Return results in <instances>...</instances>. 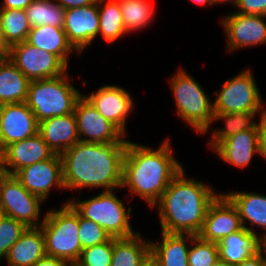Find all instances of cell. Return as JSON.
<instances>
[{"instance_id":"6da1fadb","label":"cell","mask_w":266,"mask_h":266,"mask_svg":"<svg viewBox=\"0 0 266 266\" xmlns=\"http://www.w3.org/2000/svg\"><path fill=\"white\" fill-rule=\"evenodd\" d=\"M127 143L77 142L62 153L65 189L122 188Z\"/></svg>"},{"instance_id":"7a4b0ae2","label":"cell","mask_w":266,"mask_h":266,"mask_svg":"<svg viewBox=\"0 0 266 266\" xmlns=\"http://www.w3.org/2000/svg\"><path fill=\"white\" fill-rule=\"evenodd\" d=\"M183 165L173 156L168 138L155 150L128 141L123 159V184L150 208L159 201Z\"/></svg>"},{"instance_id":"3957f363","label":"cell","mask_w":266,"mask_h":266,"mask_svg":"<svg viewBox=\"0 0 266 266\" xmlns=\"http://www.w3.org/2000/svg\"><path fill=\"white\" fill-rule=\"evenodd\" d=\"M184 172L183 168L173 178L153 207L158 210L161 232L198 236L207 210L219 194L202 181L186 177Z\"/></svg>"},{"instance_id":"277c9868","label":"cell","mask_w":266,"mask_h":266,"mask_svg":"<svg viewBox=\"0 0 266 266\" xmlns=\"http://www.w3.org/2000/svg\"><path fill=\"white\" fill-rule=\"evenodd\" d=\"M68 73L30 82L25 103L39 122L74 113L77 100L82 96L68 79Z\"/></svg>"},{"instance_id":"5b68a950","label":"cell","mask_w":266,"mask_h":266,"mask_svg":"<svg viewBox=\"0 0 266 266\" xmlns=\"http://www.w3.org/2000/svg\"><path fill=\"white\" fill-rule=\"evenodd\" d=\"M45 238L46 256L75 264L82 247L79 240V213L67 202L60 209L49 210L40 225Z\"/></svg>"},{"instance_id":"8992f818","label":"cell","mask_w":266,"mask_h":266,"mask_svg":"<svg viewBox=\"0 0 266 266\" xmlns=\"http://www.w3.org/2000/svg\"><path fill=\"white\" fill-rule=\"evenodd\" d=\"M170 88L179 117L198 133L206 134L213 123L214 111L202 86L180 68L171 77Z\"/></svg>"},{"instance_id":"52a82bcc","label":"cell","mask_w":266,"mask_h":266,"mask_svg":"<svg viewBox=\"0 0 266 266\" xmlns=\"http://www.w3.org/2000/svg\"><path fill=\"white\" fill-rule=\"evenodd\" d=\"M68 203L83 217L92 220L111 236L128 238L136 235L129 222L132 208H126L113 190L102 191L84 201L68 200Z\"/></svg>"},{"instance_id":"ba28073f","label":"cell","mask_w":266,"mask_h":266,"mask_svg":"<svg viewBox=\"0 0 266 266\" xmlns=\"http://www.w3.org/2000/svg\"><path fill=\"white\" fill-rule=\"evenodd\" d=\"M242 71L222 84L213 102L214 114L262 112L266 109L255 76L250 69Z\"/></svg>"},{"instance_id":"9c48e42d","label":"cell","mask_w":266,"mask_h":266,"mask_svg":"<svg viewBox=\"0 0 266 266\" xmlns=\"http://www.w3.org/2000/svg\"><path fill=\"white\" fill-rule=\"evenodd\" d=\"M44 201L28 192L14 175H8L0 185V211L24 223L27 227H40V206ZM39 223H38V222Z\"/></svg>"},{"instance_id":"30bf717a","label":"cell","mask_w":266,"mask_h":266,"mask_svg":"<svg viewBox=\"0 0 266 266\" xmlns=\"http://www.w3.org/2000/svg\"><path fill=\"white\" fill-rule=\"evenodd\" d=\"M8 58L30 81L58 77L68 69L57 55L26 41L11 45Z\"/></svg>"},{"instance_id":"8fae6325","label":"cell","mask_w":266,"mask_h":266,"mask_svg":"<svg viewBox=\"0 0 266 266\" xmlns=\"http://www.w3.org/2000/svg\"><path fill=\"white\" fill-rule=\"evenodd\" d=\"M74 115L80 141L101 144L128 143L125 135L102 117L83 95L75 104Z\"/></svg>"},{"instance_id":"7c38bea8","label":"cell","mask_w":266,"mask_h":266,"mask_svg":"<svg viewBox=\"0 0 266 266\" xmlns=\"http://www.w3.org/2000/svg\"><path fill=\"white\" fill-rule=\"evenodd\" d=\"M14 176L31 194L40 197L44 202L52 187L64 189L62 159L59 154L18 170Z\"/></svg>"},{"instance_id":"4fadbf2b","label":"cell","mask_w":266,"mask_h":266,"mask_svg":"<svg viewBox=\"0 0 266 266\" xmlns=\"http://www.w3.org/2000/svg\"><path fill=\"white\" fill-rule=\"evenodd\" d=\"M266 16L244 15L237 12L228 14L221 19L227 50L266 44Z\"/></svg>"},{"instance_id":"5bb4252c","label":"cell","mask_w":266,"mask_h":266,"mask_svg":"<svg viewBox=\"0 0 266 266\" xmlns=\"http://www.w3.org/2000/svg\"><path fill=\"white\" fill-rule=\"evenodd\" d=\"M243 228L239 212L229 198L219 193L210 204L199 237L208 242H220Z\"/></svg>"},{"instance_id":"9a60e30c","label":"cell","mask_w":266,"mask_h":266,"mask_svg":"<svg viewBox=\"0 0 266 266\" xmlns=\"http://www.w3.org/2000/svg\"><path fill=\"white\" fill-rule=\"evenodd\" d=\"M82 95L102 117L114 124L126 136V120L134 108L129 92L120 86L104 85L89 96Z\"/></svg>"},{"instance_id":"2e32d148","label":"cell","mask_w":266,"mask_h":266,"mask_svg":"<svg viewBox=\"0 0 266 266\" xmlns=\"http://www.w3.org/2000/svg\"><path fill=\"white\" fill-rule=\"evenodd\" d=\"M39 123L25 102L4 104L0 109V150L38 133Z\"/></svg>"},{"instance_id":"e0dca14e","label":"cell","mask_w":266,"mask_h":266,"mask_svg":"<svg viewBox=\"0 0 266 266\" xmlns=\"http://www.w3.org/2000/svg\"><path fill=\"white\" fill-rule=\"evenodd\" d=\"M63 30L68 42L81 54L95 40L99 32V10L97 2L84 7L65 10Z\"/></svg>"},{"instance_id":"ac0fdd59","label":"cell","mask_w":266,"mask_h":266,"mask_svg":"<svg viewBox=\"0 0 266 266\" xmlns=\"http://www.w3.org/2000/svg\"><path fill=\"white\" fill-rule=\"evenodd\" d=\"M3 152L9 175H14L21 168L47 160L54 155L39 133L8 145Z\"/></svg>"},{"instance_id":"d6986e66","label":"cell","mask_w":266,"mask_h":266,"mask_svg":"<svg viewBox=\"0 0 266 266\" xmlns=\"http://www.w3.org/2000/svg\"><path fill=\"white\" fill-rule=\"evenodd\" d=\"M217 156L238 168H246L252 157L259 153L258 129L241 131L220 142L214 149Z\"/></svg>"},{"instance_id":"ffe728a7","label":"cell","mask_w":266,"mask_h":266,"mask_svg":"<svg viewBox=\"0 0 266 266\" xmlns=\"http://www.w3.org/2000/svg\"><path fill=\"white\" fill-rule=\"evenodd\" d=\"M38 133L54 154L61 155L80 142L74 113L39 122Z\"/></svg>"},{"instance_id":"44dd1931","label":"cell","mask_w":266,"mask_h":266,"mask_svg":"<svg viewBox=\"0 0 266 266\" xmlns=\"http://www.w3.org/2000/svg\"><path fill=\"white\" fill-rule=\"evenodd\" d=\"M263 244L258 234L243 227L217 243L219 259L235 266L252 258L262 249Z\"/></svg>"},{"instance_id":"7402d4cb","label":"cell","mask_w":266,"mask_h":266,"mask_svg":"<svg viewBox=\"0 0 266 266\" xmlns=\"http://www.w3.org/2000/svg\"><path fill=\"white\" fill-rule=\"evenodd\" d=\"M46 256L41 227H28L6 256L9 266H33Z\"/></svg>"},{"instance_id":"603a6c76","label":"cell","mask_w":266,"mask_h":266,"mask_svg":"<svg viewBox=\"0 0 266 266\" xmlns=\"http://www.w3.org/2000/svg\"><path fill=\"white\" fill-rule=\"evenodd\" d=\"M225 195L234 204L239 212L241 222L244 228L251 232H255L252 228H262L266 231V195H261L255 192H228ZM250 222L253 227L245 225V222ZM260 238L266 242V233L260 235Z\"/></svg>"},{"instance_id":"cb8c5ba5","label":"cell","mask_w":266,"mask_h":266,"mask_svg":"<svg viewBox=\"0 0 266 266\" xmlns=\"http://www.w3.org/2000/svg\"><path fill=\"white\" fill-rule=\"evenodd\" d=\"M162 240L150 241V253L161 266H188L189 246L187 241L194 239L192 234H169L161 232ZM187 240V241H186Z\"/></svg>"},{"instance_id":"d4e9b609","label":"cell","mask_w":266,"mask_h":266,"mask_svg":"<svg viewBox=\"0 0 266 266\" xmlns=\"http://www.w3.org/2000/svg\"><path fill=\"white\" fill-rule=\"evenodd\" d=\"M30 45L57 55L67 66L69 55L76 51L68 42L63 28L50 25L32 27L27 40Z\"/></svg>"},{"instance_id":"484cf974","label":"cell","mask_w":266,"mask_h":266,"mask_svg":"<svg viewBox=\"0 0 266 266\" xmlns=\"http://www.w3.org/2000/svg\"><path fill=\"white\" fill-rule=\"evenodd\" d=\"M30 80L7 57L0 62V104L25 102Z\"/></svg>"},{"instance_id":"4316f807","label":"cell","mask_w":266,"mask_h":266,"mask_svg":"<svg viewBox=\"0 0 266 266\" xmlns=\"http://www.w3.org/2000/svg\"><path fill=\"white\" fill-rule=\"evenodd\" d=\"M137 233L128 238H113L110 266H141L150 254V242Z\"/></svg>"},{"instance_id":"83f0119b","label":"cell","mask_w":266,"mask_h":266,"mask_svg":"<svg viewBox=\"0 0 266 266\" xmlns=\"http://www.w3.org/2000/svg\"><path fill=\"white\" fill-rule=\"evenodd\" d=\"M259 113L261 112L214 114L213 122L224 120L225 128L215 130V132L211 134V141L208 142L209 147H211L210 149L213 150L220 142H223L241 131L258 129L254 117L259 115Z\"/></svg>"},{"instance_id":"f1b7e54d","label":"cell","mask_w":266,"mask_h":266,"mask_svg":"<svg viewBox=\"0 0 266 266\" xmlns=\"http://www.w3.org/2000/svg\"><path fill=\"white\" fill-rule=\"evenodd\" d=\"M99 10V33L107 43H114L127 34L120 11L119 0H97Z\"/></svg>"},{"instance_id":"f546056e","label":"cell","mask_w":266,"mask_h":266,"mask_svg":"<svg viewBox=\"0 0 266 266\" xmlns=\"http://www.w3.org/2000/svg\"><path fill=\"white\" fill-rule=\"evenodd\" d=\"M25 12L31 27L64 26L65 9L55 0H33Z\"/></svg>"},{"instance_id":"4dcf8cb0","label":"cell","mask_w":266,"mask_h":266,"mask_svg":"<svg viewBox=\"0 0 266 266\" xmlns=\"http://www.w3.org/2000/svg\"><path fill=\"white\" fill-rule=\"evenodd\" d=\"M119 5L127 33L146 28L155 16L149 0H119Z\"/></svg>"},{"instance_id":"1f68e13d","label":"cell","mask_w":266,"mask_h":266,"mask_svg":"<svg viewBox=\"0 0 266 266\" xmlns=\"http://www.w3.org/2000/svg\"><path fill=\"white\" fill-rule=\"evenodd\" d=\"M5 40L11 46L27 40L31 25L24 9H0Z\"/></svg>"},{"instance_id":"d6a6232c","label":"cell","mask_w":266,"mask_h":266,"mask_svg":"<svg viewBox=\"0 0 266 266\" xmlns=\"http://www.w3.org/2000/svg\"><path fill=\"white\" fill-rule=\"evenodd\" d=\"M188 266H212L219 260L218 245L202 240L199 236L189 240Z\"/></svg>"},{"instance_id":"836d02e7","label":"cell","mask_w":266,"mask_h":266,"mask_svg":"<svg viewBox=\"0 0 266 266\" xmlns=\"http://www.w3.org/2000/svg\"><path fill=\"white\" fill-rule=\"evenodd\" d=\"M28 227L16 219L1 215L0 217V259L6 258L10 248L19 240Z\"/></svg>"},{"instance_id":"e575fe53","label":"cell","mask_w":266,"mask_h":266,"mask_svg":"<svg viewBox=\"0 0 266 266\" xmlns=\"http://www.w3.org/2000/svg\"><path fill=\"white\" fill-rule=\"evenodd\" d=\"M113 238L108 242L84 248L74 266H110Z\"/></svg>"},{"instance_id":"d590c367","label":"cell","mask_w":266,"mask_h":266,"mask_svg":"<svg viewBox=\"0 0 266 266\" xmlns=\"http://www.w3.org/2000/svg\"><path fill=\"white\" fill-rule=\"evenodd\" d=\"M79 240L82 249L108 242L111 236L104 228L79 214Z\"/></svg>"},{"instance_id":"8d00e7d4","label":"cell","mask_w":266,"mask_h":266,"mask_svg":"<svg viewBox=\"0 0 266 266\" xmlns=\"http://www.w3.org/2000/svg\"><path fill=\"white\" fill-rule=\"evenodd\" d=\"M235 7L240 14L266 16V0H238Z\"/></svg>"},{"instance_id":"74e56055","label":"cell","mask_w":266,"mask_h":266,"mask_svg":"<svg viewBox=\"0 0 266 266\" xmlns=\"http://www.w3.org/2000/svg\"><path fill=\"white\" fill-rule=\"evenodd\" d=\"M260 120L257 122L259 133V155L266 160V109L260 113Z\"/></svg>"},{"instance_id":"f35d334b","label":"cell","mask_w":266,"mask_h":266,"mask_svg":"<svg viewBox=\"0 0 266 266\" xmlns=\"http://www.w3.org/2000/svg\"><path fill=\"white\" fill-rule=\"evenodd\" d=\"M33 266H74V264L65 259L45 256L38 260Z\"/></svg>"},{"instance_id":"ab89813d","label":"cell","mask_w":266,"mask_h":266,"mask_svg":"<svg viewBox=\"0 0 266 266\" xmlns=\"http://www.w3.org/2000/svg\"><path fill=\"white\" fill-rule=\"evenodd\" d=\"M264 252V244L262 249L252 258H248L235 266H266V254Z\"/></svg>"},{"instance_id":"60d3db41","label":"cell","mask_w":266,"mask_h":266,"mask_svg":"<svg viewBox=\"0 0 266 266\" xmlns=\"http://www.w3.org/2000/svg\"><path fill=\"white\" fill-rule=\"evenodd\" d=\"M65 10L74 7H84L97 2V0H55Z\"/></svg>"},{"instance_id":"b9f144b4","label":"cell","mask_w":266,"mask_h":266,"mask_svg":"<svg viewBox=\"0 0 266 266\" xmlns=\"http://www.w3.org/2000/svg\"><path fill=\"white\" fill-rule=\"evenodd\" d=\"M33 0H3L0 9H26Z\"/></svg>"},{"instance_id":"7bdbcfd3","label":"cell","mask_w":266,"mask_h":266,"mask_svg":"<svg viewBox=\"0 0 266 266\" xmlns=\"http://www.w3.org/2000/svg\"><path fill=\"white\" fill-rule=\"evenodd\" d=\"M10 48H11V46L5 40L4 33L2 30V25H1V19H0V55L3 58L9 57Z\"/></svg>"},{"instance_id":"ee69618b","label":"cell","mask_w":266,"mask_h":266,"mask_svg":"<svg viewBox=\"0 0 266 266\" xmlns=\"http://www.w3.org/2000/svg\"><path fill=\"white\" fill-rule=\"evenodd\" d=\"M8 175L4 152L0 150V185Z\"/></svg>"},{"instance_id":"f6af8a7d","label":"cell","mask_w":266,"mask_h":266,"mask_svg":"<svg viewBox=\"0 0 266 266\" xmlns=\"http://www.w3.org/2000/svg\"><path fill=\"white\" fill-rule=\"evenodd\" d=\"M141 266H161L160 263L150 253L147 258L142 262Z\"/></svg>"},{"instance_id":"bcb514c9","label":"cell","mask_w":266,"mask_h":266,"mask_svg":"<svg viewBox=\"0 0 266 266\" xmlns=\"http://www.w3.org/2000/svg\"><path fill=\"white\" fill-rule=\"evenodd\" d=\"M193 2H195L196 4H198V5H207V6H209V5H214L213 4V0H192Z\"/></svg>"},{"instance_id":"7dc6e473","label":"cell","mask_w":266,"mask_h":266,"mask_svg":"<svg viewBox=\"0 0 266 266\" xmlns=\"http://www.w3.org/2000/svg\"><path fill=\"white\" fill-rule=\"evenodd\" d=\"M226 3V2H230V3H233L234 7L237 5L238 3V0H213V4H219V3Z\"/></svg>"},{"instance_id":"c3c4849f","label":"cell","mask_w":266,"mask_h":266,"mask_svg":"<svg viewBox=\"0 0 266 266\" xmlns=\"http://www.w3.org/2000/svg\"><path fill=\"white\" fill-rule=\"evenodd\" d=\"M212 266H234V265H231V264L224 262L221 259H219Z\"/></svg>"},{"instance_id":"681fc988","label":"cell","mask_w":266,"mask_h":266,"mask_svg":"<svg viewBox=\"0 0 266 266\" xmlns=\"http://www.w3.org/2000/svg\"><path fill=\"white\" fill-rule=\"evenodd\" d=\"M264 254H266V242H264Z\"/></svg>"},{"instance_id":"f907efd6","label":"cell","mask_w":266,"mask_h":266,"mask_svg":"<svg viewBox=\"0 0 266 266\" xmlns=\"http://www.w3.org/2000/svg\"><path fill=\"white\" fill-rule=\"evenodd\" d=\"M4 58L0 55V62L3 60Z\"/></svg>"}]
</instances>
